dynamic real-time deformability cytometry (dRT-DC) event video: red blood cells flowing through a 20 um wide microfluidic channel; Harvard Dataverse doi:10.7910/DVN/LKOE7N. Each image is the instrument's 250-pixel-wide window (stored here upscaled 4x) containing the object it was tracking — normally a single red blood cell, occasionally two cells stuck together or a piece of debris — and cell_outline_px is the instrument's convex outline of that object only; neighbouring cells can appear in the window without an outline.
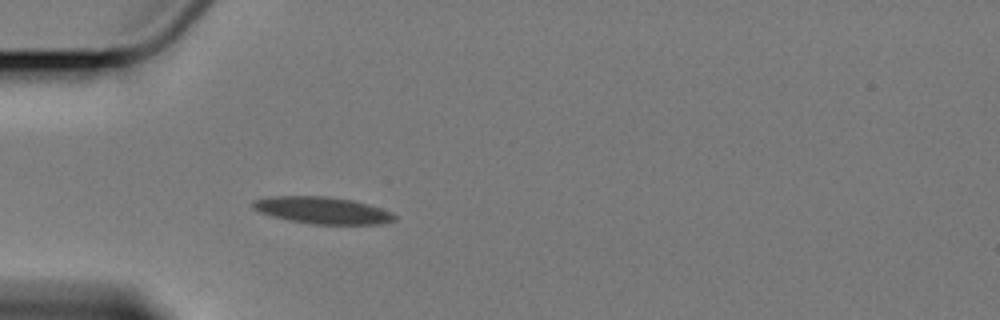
{"species": "Egyptian fruit bat (a non-hibernating species)", "species_latin": "Rousettus aegyptiacus", "temperature_condition": "cold", "stored_images_in_passage": 6, "camera_frame_rate_fps": 3000, "um_per_image_px": 0.085, "animal": {"sex": "female"}, "frame": {"image": 1, "passage_image": 5, "time_ms": 4.667, "image_size_px": [1000, 320], "cell_outline_px": [[396, 220], [380, 224], [312, 224], [288, 220], [272, 216], [260, 212], [252, 208], [252, 200], [268, 196], [328, 196], [352, 200], [380, 208], [392, 212], [396, 216]], "centroid_in_image_um": [27.37, 17.87], "position_along_channel_um": 57.6, "area_um2": 22.25}}